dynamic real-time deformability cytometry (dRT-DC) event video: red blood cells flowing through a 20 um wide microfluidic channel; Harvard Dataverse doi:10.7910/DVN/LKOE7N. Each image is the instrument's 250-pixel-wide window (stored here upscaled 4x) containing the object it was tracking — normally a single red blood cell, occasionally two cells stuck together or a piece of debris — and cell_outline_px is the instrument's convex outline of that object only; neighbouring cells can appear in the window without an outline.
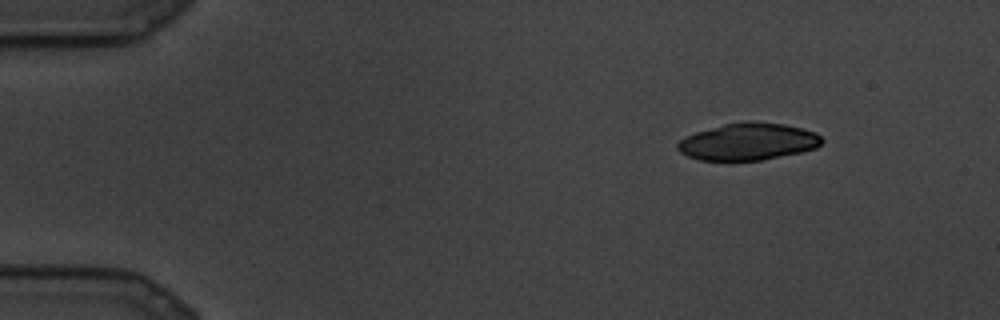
{"species": "common noctule bat (a hibernating species)", "species_latin": "Nyctalus noctula", "temperature_condition": "cold", "stored_images_in_passage": 15, "camera_frame_rate_fps": 3000, "um_per_image_px": 0.085, "animal": {"sex": "male", "body_mass_g": 19.5, "forearm_length_mm": 54.6}, "frame": {"image": 1, "passage_image": 1, "time_ms": 0.0, "image_size_px": [1000, 320], "cell_outline_px": [[824, 140], [816, 148], [800, 152], [760, 160], [700, 160], [688, 156], [680, 152], [676, 148], [676, 144], [684, 136], [696, 132], [724, 124], [744, 120], [752, 120], [784, 124], [804, 128], [816, 132]], "centroid_in_image_um": [63.59, 12.02], "position_along_channel_um": 21.4, "area_um2": 31.33}}